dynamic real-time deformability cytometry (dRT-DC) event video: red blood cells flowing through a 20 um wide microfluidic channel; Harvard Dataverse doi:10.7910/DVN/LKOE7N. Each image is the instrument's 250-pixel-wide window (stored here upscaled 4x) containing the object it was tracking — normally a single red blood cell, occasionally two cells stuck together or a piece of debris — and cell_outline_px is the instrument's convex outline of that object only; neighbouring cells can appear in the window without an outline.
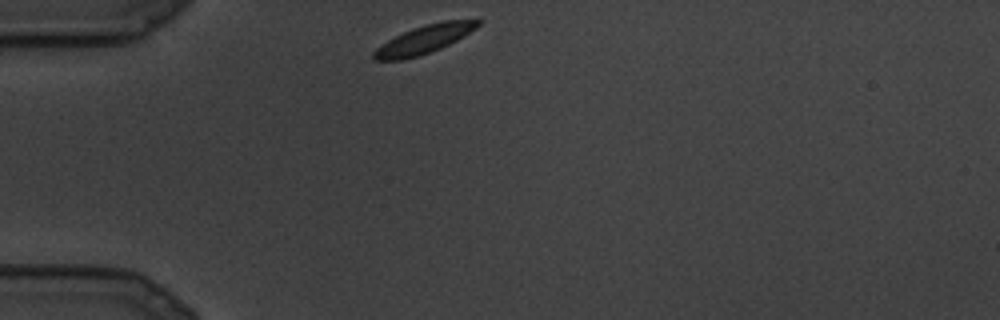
{"species": "common noctule bat (a hibernating species)", "species_latin": "Nyctalus noctula", "temperature_condition": "cold", "stored_images_in_passage": 12, "camera_frame_rate_fps": 3000, "um_per_image_px": 0.085, "animal": {"sex": "male", "body_mass_g": 19.5, "forearm_length_mm": 54.6}, "frame": {"image": 1, "passage_image": 1, "time_ms": 0.0, "image_size_px": [1000, 320], "cell_outline_px": [[484, 20], [476, 28], [464, 36], [440, 48], [416, 56], [400, 60], [376, 60], [372, 56], [372, 52], [376, 48], [388, 40], [412, 28], [444, 20]], "centroid_in_image_um": [36.05, 3.34], "position_along_channel_um": 49.0, "area_um2": 16.76}}
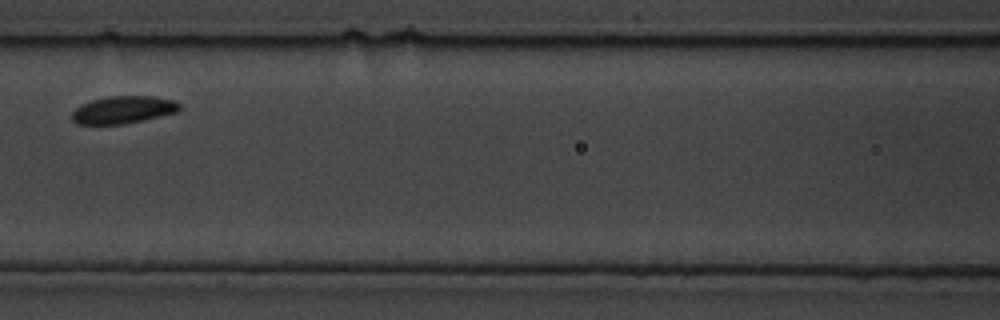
{"frame": {"image": 2, "passage_image": 6, "time_ms": 1.667, "image_size_px": [1000, 320], "cell_outline_px": [[180, 108], [176, 112], [144, 120], [120, 124], [76, 124], [72, 120], [72, 112], [80, 104], [92, 100], [108, 96], [152, 96], [176, 100], [180, 104]], "centroid_in_image_um": [10.46, 9.32], "position_along_channel_um": 156.1, "area_um2": 17.22}}
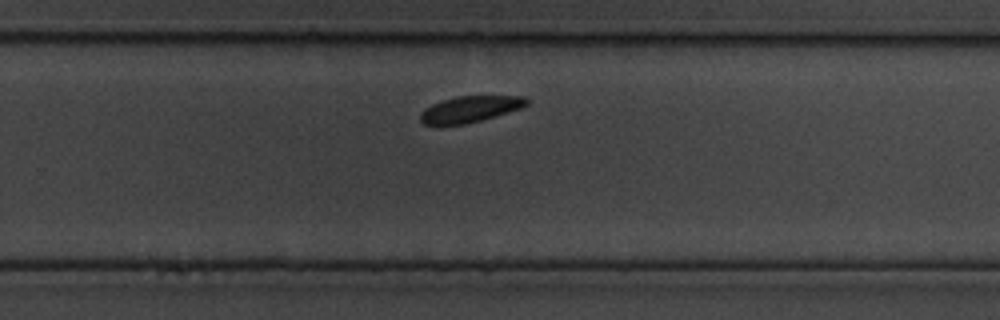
{"frame": {"image": 3, "passage_image": 12, "time_ms": 3.667, "image_size_px": [1000, 320], "cell_outline_px": [[528, 104], [520, 108], [496, 116], [464, 124], [424, 124], [420, 120], [420, 112], [424, 108], [432, 104], [456, 96], [524, 96], [528, 100]], "centroid_in_image_um": [39.95, 9.27], "position_along_channel_um": 289.9, "area_um2": 16.01}}